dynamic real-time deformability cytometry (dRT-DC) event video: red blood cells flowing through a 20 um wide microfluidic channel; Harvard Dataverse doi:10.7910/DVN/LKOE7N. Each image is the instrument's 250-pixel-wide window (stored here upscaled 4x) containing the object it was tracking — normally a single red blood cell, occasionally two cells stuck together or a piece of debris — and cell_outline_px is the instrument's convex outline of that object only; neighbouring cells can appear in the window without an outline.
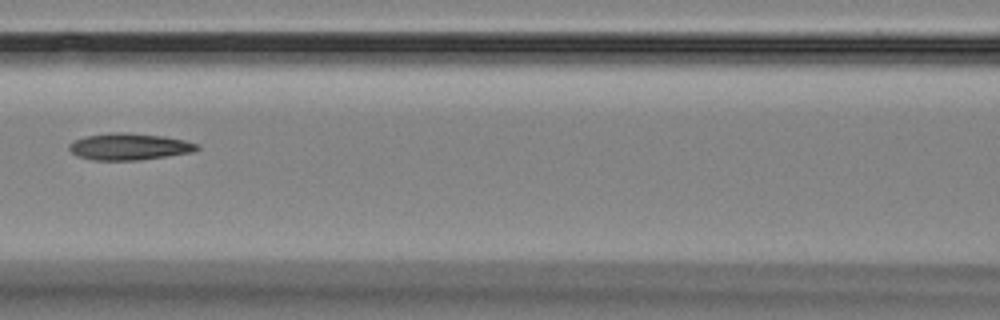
{"species": "Egyptian fruit bat (a non-hibernating species)", "species_latin": "Rousettus aegyptiacus", "temperature_condition": "room temperature", "stored_images_in_passage": 16, "camera_frame_rate_fps": 3000, "um_per_image_px": 0.085, "animal": {"sex": "female"}, "frame": {"image": 1, "passage_image": 7, "time_ms": 7.0, "image_size_px": [1000, 320], "cell_outline_px": [[200, 148], [192, 152], [140, 160], [92, 160], [76, 156], [68, 148], [68, 144], [76, 140], [88, 136], [112, 132], [128, 132], [164, 136], [184, 140], [200, 144]], "centroid_in_image_um": [11.0, 12.46], "position_along_channel_um": 155.6, "area_um2": 19.94}}
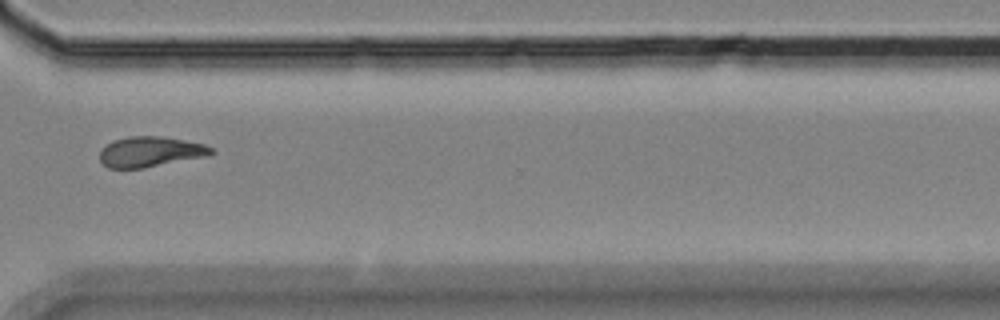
{"frame": {"image": 2, "passage_image": 12, "time_ms": 12.667, "image_size_px": [1000, 320], "cell_outline_px": [[216, 152], [208, 156], [144, 168], [108, 168], [100, 160], [100, 148], [112, 140], [128, 136], [160, 136], [184, 140], [204, 144], [212, 148]], "centroid_in_image_um": [12.77, 12.89], "position_along_channel_um": 357.8, "area_um2": 19.88}}
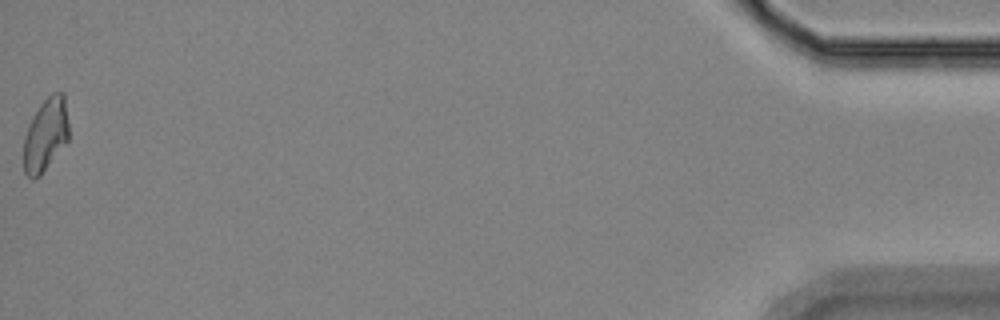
{"frame": {"image": 3, "passage_image": 16, "time_ms": 17.333, "image_size_px": [1000, 320], "cell_outline_px": [[68, 140], [40, 176], [32, 180], [24, 172], [24, 136], [32, 116], [40, 104], [52, 92], [64, 92], [68, 124]], "centroid_in_image_um": [3.87, 11.44], "position_along_channel_um": 431.3, "area_um2": 19.19}, "authors_computed_cell_mechanics": {"area_um2": 19.7676, "velocity_mm_per_s": 3.5822, "shape_relaxation_time_tau1_ms": 7.5604, "shape_relaxation_time_tau2_ms": 5.1075, "deformation_change_tau1": 0.1714, "deformation_change_tau2": 0.1273}}